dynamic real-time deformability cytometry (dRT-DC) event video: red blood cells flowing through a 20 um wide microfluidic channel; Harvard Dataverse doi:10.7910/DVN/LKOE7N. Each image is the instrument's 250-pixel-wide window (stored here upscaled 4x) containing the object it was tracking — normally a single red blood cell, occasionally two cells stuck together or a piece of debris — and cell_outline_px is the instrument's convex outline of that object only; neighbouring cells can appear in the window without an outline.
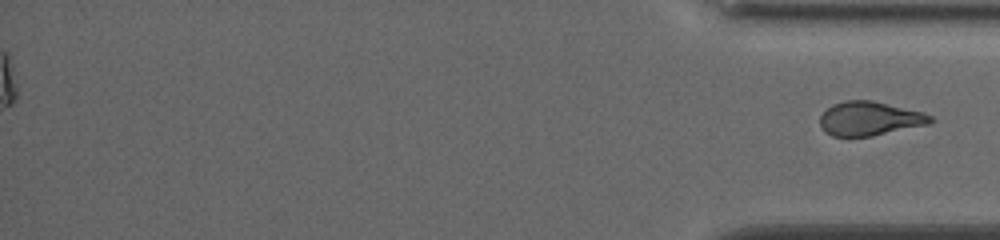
{"species": "common noctule bat (a hibernating species)", "species_latin": "Nyctalus noctula", "temperature_condition": "cold", "stored_images_in_passage": 43, "segment_of_instrument_passage": [2, 2], "camera_frame_rate_fps": 3000, "um_per_image_px": 0.085, "animal": {"sex": "female", "body_mass_g": 19.5, "forearm_length_mm": 54.1}, "frame": {"image": 1, "passage_image": 43, "time_ms": 14.0, "image_size_px": [1000, 240], "cell_outline_px": [[932, 120], [928, 124], [872, 136], [832, 136], [824, 132], [820, 124], [820, 116], [832, 104], [844, 100], [872, 100], [924, 112], [932, 116]], "centroid_in_image_um": [73.9, 10.07], "position_along_channel_um": 361.3, "area_um2": 21.85}}